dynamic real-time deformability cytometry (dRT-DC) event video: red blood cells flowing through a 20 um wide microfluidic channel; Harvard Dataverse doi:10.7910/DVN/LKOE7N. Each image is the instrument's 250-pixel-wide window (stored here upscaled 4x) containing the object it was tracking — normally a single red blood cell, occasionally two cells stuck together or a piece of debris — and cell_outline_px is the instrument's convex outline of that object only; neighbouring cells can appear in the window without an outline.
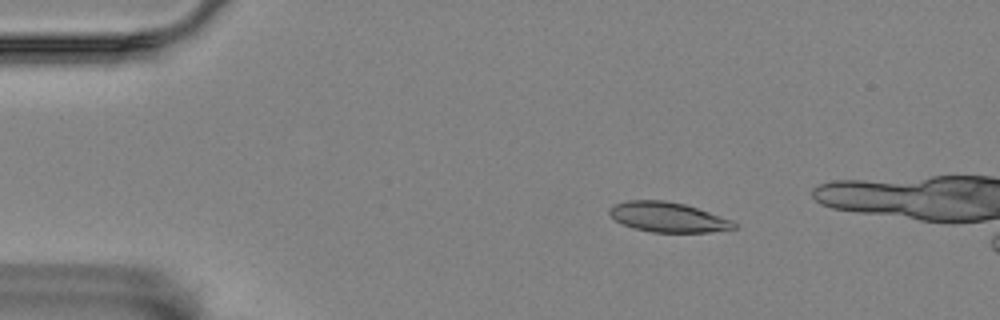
{"species": "Egyptian fruit bat (a non-hibernating species)", "species_latin": "Rousettus aegyptiacus", "temperature_condition": "room temperature", "stored_images_in_passage": 6, "camera_frame_rate_fps": 3000, "um_per_image_px": 0.085, "animal": {"sex": "female"}, "frame": {"image": 1, "passage_image": 3, "time_ms": 0.667, "image_size_px": [1000, 320], "cell_outline_px": [[736, 228], [708, 232], [652, 232], [632, 228], [616, 220], [608, 212], [608, 208], [616, 204], [628, 200], [664, 200], [684, 204], [732, 220], [736, 224]], "centroid_in_image_um": [56.75, 18.46], "position_along_channel_um": 28.3, "area_um2": 21.44}}